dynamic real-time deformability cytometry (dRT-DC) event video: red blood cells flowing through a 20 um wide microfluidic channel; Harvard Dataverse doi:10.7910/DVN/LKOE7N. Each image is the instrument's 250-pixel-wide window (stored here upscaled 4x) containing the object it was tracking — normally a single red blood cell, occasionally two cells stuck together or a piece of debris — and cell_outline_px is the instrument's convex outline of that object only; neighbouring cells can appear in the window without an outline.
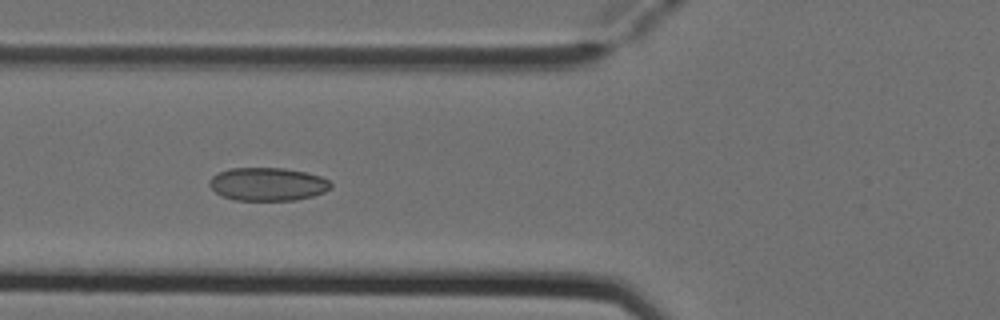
{"species": "Egyptian fruit bat (a non-hibernating species)", "species_latin": "Rousettus aegyptiacus", "temperature_condition": "cold", "stored_images_in_passage": 5, "camera_frame_rate_fps": 3000, "um_per_image_px": 0.085, "animal": {"sex": "female"}, "frame": {"image": 1, "passage_image": 5, "time_ms": 1.333, "image_size_px": [1000, 320], "cell_outline_px": [[332, 188], [324, 192], [312, 196], [296, 200], [236, 200], [224, 196], [216, 192], [208, 184], [208, 180], [212, 176], [228, 168], [284, 168], [304, 172], [320, 176], [328, 180], [332, 184]], "centroid_in_image_um": [22.75, 15.65], "position_along_channel_um": 103.0, "area_um2": 23.41}}